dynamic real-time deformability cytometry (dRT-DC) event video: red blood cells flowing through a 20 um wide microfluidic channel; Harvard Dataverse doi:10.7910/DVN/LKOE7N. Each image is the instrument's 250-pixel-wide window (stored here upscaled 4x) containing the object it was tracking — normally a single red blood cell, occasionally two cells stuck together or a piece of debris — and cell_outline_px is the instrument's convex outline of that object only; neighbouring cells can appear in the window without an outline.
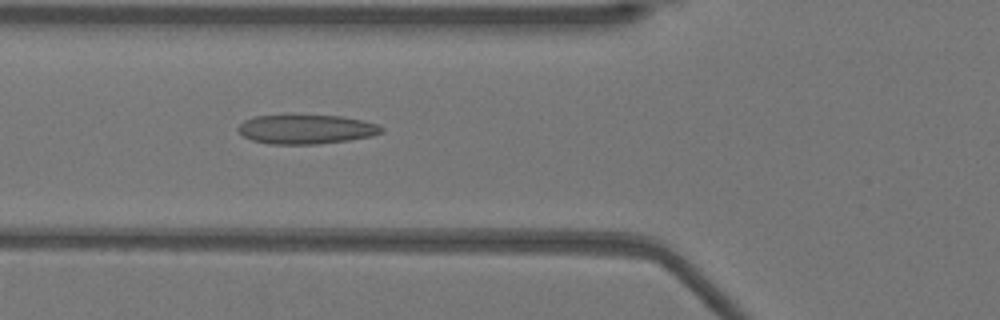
{"species": "Egyptian fruit bat (a non-hibernating species)", "species_latin": "Rousettus aegyptiacus", "temperature_condition": "warm", "stored_images_in_passage": 51, "camera_frame_rate_fps": 3000, "um_per_image_px": 0.085, "animal": {"sex": "female"}, "frame": {"image": 1, "passage_image": 18, "time_ms": 5.667, "image_size_px": [1000, 320], "cell_outline_px": [[384, 132], [372, 136], [348, 140], [316, 144], [268, 144], [252, 140], [244, 136], [236, 128], [244, 120], [252, 116], [340, 116], [364, 120], [376, 124], [384, 128]], "centroid_in_image_um": [26.03, 10.99], "position_along_channel_um": 99.8, "area_um2": 24.28}}
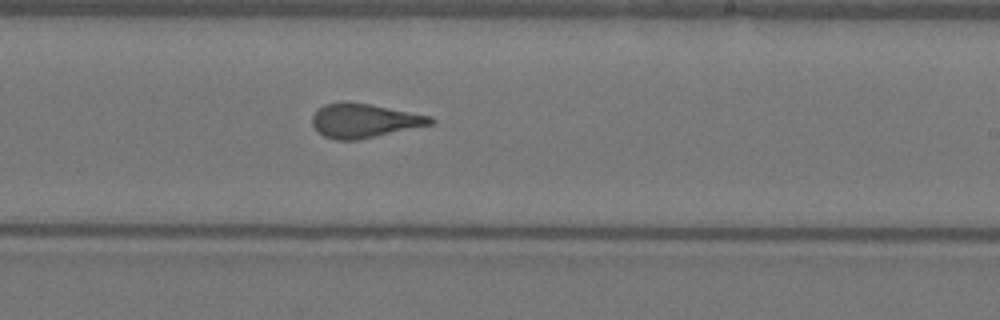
{"frame": {"image": 2, "passage_image": 30, "time_ms": 9.667, "image_size_px": [1000, 320], "cell_outline_px": [[436, 120], [432, 124], [356, 140], [336, 140], [324, 136], [312, 124], [312, 116], [324, 104], [344, 100], [348, 100], [372, 104], [432, 116]], "centroid_in_image_um": [30.96, 10.22], "position_along_channel_um": 258.0, "area_um2": 23.52}}
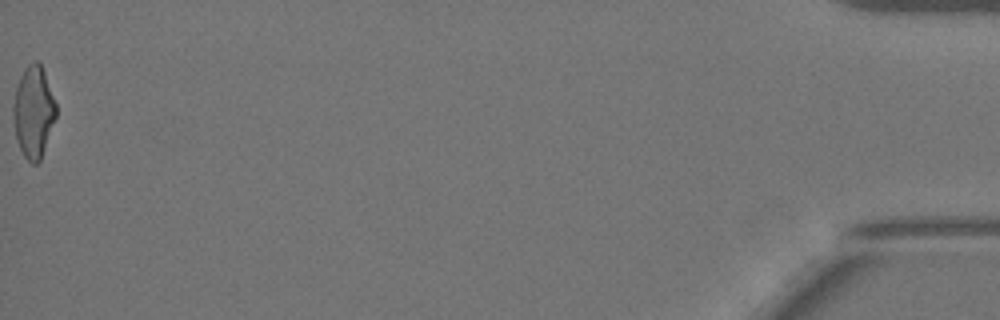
{"frame": {"image": 3, "passage_image": 51, "time_ms": 16.667, "image_size_px": [1000, 320], "cell_outline_px": [[56, 116], [40, 160], [36, 164], [32, 164], [24, 156], [20, 148], [16, 136], [12, 120], [12, 108], [16, 88], [20, 76], [24, 68], [32, 60], [40, 60], [56, 104]], "centroid_in_image_um": [2.83, 9.46], "position_along_channel_um": 432.4, "area_um2": 22.89}, "authors_computed_cell_mechanics": {"area_um2": 23.9292, "velocity_mm_per_s": 3.9503, "shape_relaxation_time_tau1_ms": 6.3797, "shape_relaxation_time_tau2_ms": 1.2157, "deformation_change_tau1": 0.2138, "deformation_change_tau2": 0.1034}}